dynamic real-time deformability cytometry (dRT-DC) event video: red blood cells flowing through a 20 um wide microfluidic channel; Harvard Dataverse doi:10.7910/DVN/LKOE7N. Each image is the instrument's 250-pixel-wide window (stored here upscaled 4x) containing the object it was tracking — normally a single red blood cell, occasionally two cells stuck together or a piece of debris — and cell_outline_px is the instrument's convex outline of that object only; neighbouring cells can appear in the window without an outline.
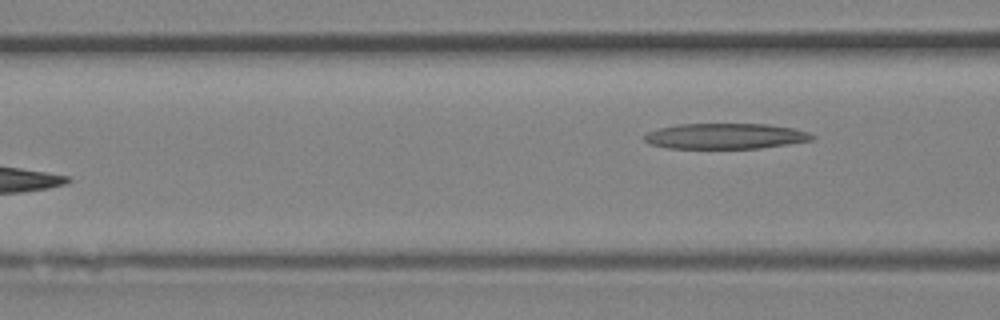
{"species": "Egyptian fruit bat (a non-hibernating species)", "species_latin": "Rousettus aegyptiacus", "temperature_condition": "room temperature", "stored_images_in_passage": 6, "camera_frame_rate_fps": 3000, "um_per_image_px": 0.085, "animal": {"sex": "female"}, "frame": {"image": 1, "passage_image": 6, "time_ms": 1.667, "image_size_px": [1000, 320], "cell_outline_px": [[816, 136], [812, 140], [788, 144], [760, 148], [668, 148], [648, 144], [644, 140], [644, 136], [648, 132], [660, 128], [680, 124], [768, 124], [792, 128], [808, 132]], "centroid_in_image_um": [61.66, 11.57], "position_along_channel_um": 104.9, "area_um2": 24.91}}